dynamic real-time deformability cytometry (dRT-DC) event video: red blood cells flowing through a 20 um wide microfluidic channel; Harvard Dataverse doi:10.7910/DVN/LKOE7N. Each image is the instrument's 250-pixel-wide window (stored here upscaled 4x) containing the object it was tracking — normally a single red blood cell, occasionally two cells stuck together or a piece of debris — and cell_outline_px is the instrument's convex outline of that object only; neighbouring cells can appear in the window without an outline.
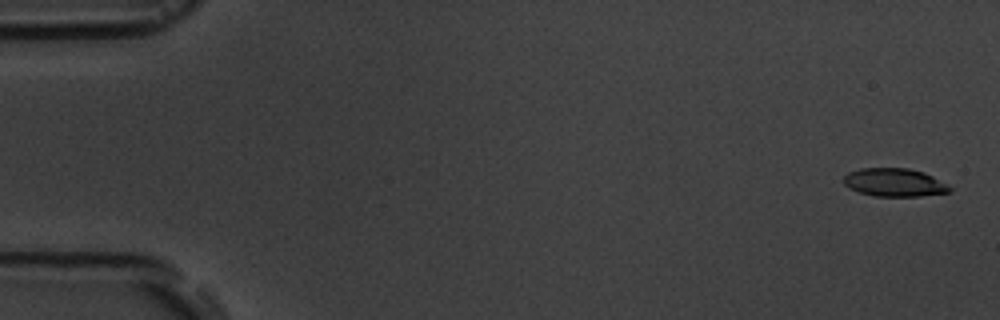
{"species": "common noctule bat (a hibernating species)", "species_latin": "Nyctalus noctula", "temperature_condition": "room temperature", "stored_images_in_passage": 6, "camera_frame_rate_fps": 3000, "um_per_image_px": 0.085, "animal": {"sex": "male", "body_mass_g": 19.5, "forearm_length_mm": 54.6}, "frame": {"image": 1, "passage_image": 1, "time_ms": 0.0, "image_size_px": [1000, 320], "cell_outline_px": [[952, 192], [920, 196], [872, 196], [848, 188], [844, 184], [844, 176], [848, 172], [860, 168], [908, 168], [924, 172], [932, 176], [952, 188]], "centroid_in_image_um": [76.01, 15.51], "position_along_channel_um": 9.0, "area_um2": 17.46}}
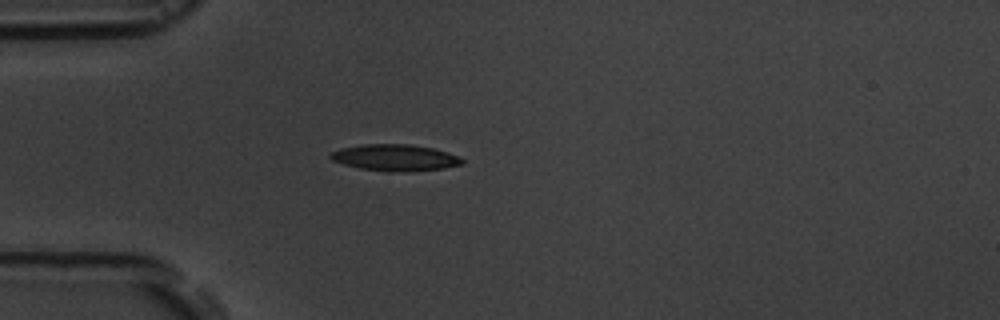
{"frame": {"image": 2, "passage_image": 5, "time_ms": 4.667, "image_size_px": [1000, 320], "cell_outline_px": [[464, 164], [444, 168], [400, 172], [388, 172], [360, 168], [344, 164], [332, 160], [328, 156], [332, 152], [340, 148], [360, 144], [408, 144], [432, 148], [460, 156], [464, 160]], "centroid_in_image_um": [33.58, 13.4], "position_along_channel_um": 51.4, "area_um2": 20.35}}